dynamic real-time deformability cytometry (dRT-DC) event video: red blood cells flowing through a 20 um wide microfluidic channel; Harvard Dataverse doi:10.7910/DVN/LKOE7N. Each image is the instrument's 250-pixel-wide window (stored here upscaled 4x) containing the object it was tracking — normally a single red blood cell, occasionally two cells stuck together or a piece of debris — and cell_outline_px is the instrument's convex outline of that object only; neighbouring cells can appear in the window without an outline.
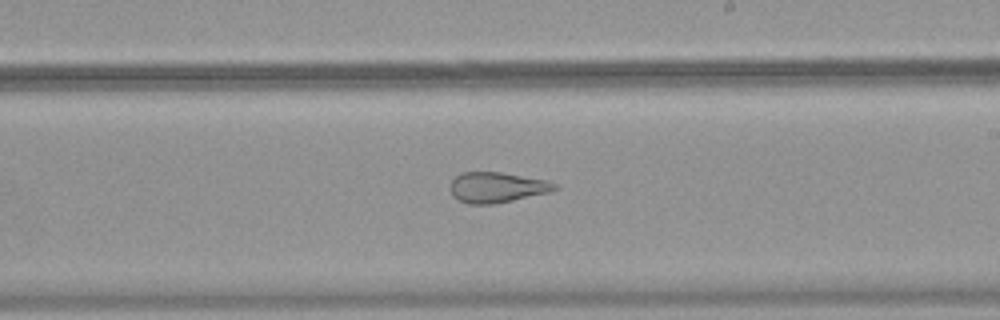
{"species": "common noctule bat (a hibernating species)", "species_latin": "Nyctalus noctula", "temperature_condition": "warm", "stored_images_in_passage": 51, "camera_frame_rate_fps": 3000, "um_per_image_px": 0.085, "animal": {"sex": "female", "body_mass_g": 18.4}, "frame": {"image": 1, "passage_image": 30, "time_ms": 9.667, "image_size_px": [1000, 320], "cell_outline_px": [[560, 188], [552, 192], [492, 204], [468, 204], [452, 196], [452, 180], [460, 172], [500, 172], [548, 180], [556, 184]], "centroid_in_image_um": [42.29, 15.92], "position_along_channel_um": 246.7, "area_um2": 18.5}}